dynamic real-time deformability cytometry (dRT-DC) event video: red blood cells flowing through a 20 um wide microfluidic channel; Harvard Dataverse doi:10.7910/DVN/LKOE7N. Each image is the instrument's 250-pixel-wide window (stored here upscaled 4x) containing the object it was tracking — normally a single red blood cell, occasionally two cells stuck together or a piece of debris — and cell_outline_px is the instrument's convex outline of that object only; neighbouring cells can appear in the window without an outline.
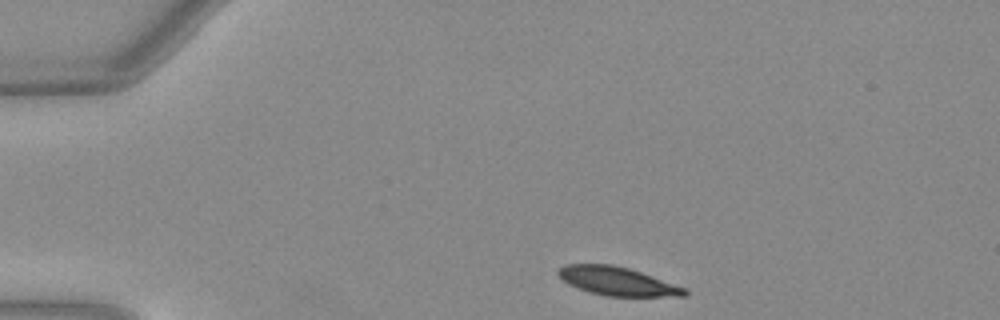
{"species": "Egyptian fruit bat (a non-hibernating species)", "species_latin": "Rousettus aegyptiacus", "temperature_condition": "warm", "stored_images_in_passage": 43, "camera_frame_rate_fps": 3000, "um_per_image_px": 0.085, "animal": {"sex": "female"}, "frame": {"image": 1, "passage_image": 1, "time_ms": 0.0, "image_size_px": [1000, 320], "cell_outline_px": [[688, 296], [608, 296], [588, 292], [568, 284], [556, 272], [564, 264], [612, 264], [628, 268], [688, 288]], "centroid_in_image_um": [52.5, 23.9], "position_along_channel_um": 32.5, "area_um2": 20.98}}
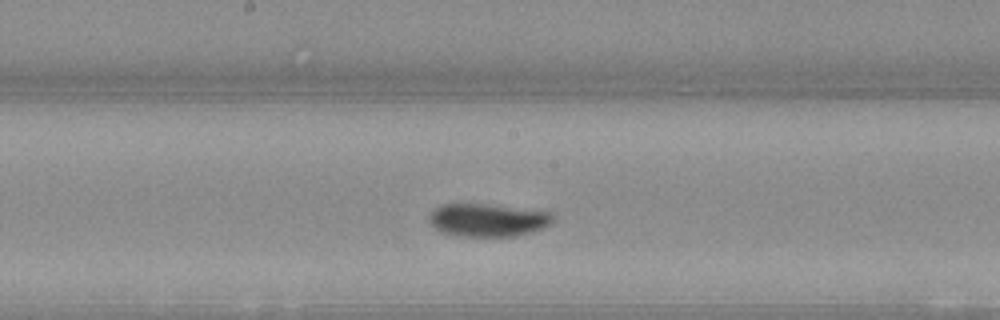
{"frame": {"image": 2, "passage_image": 19, "time_ms": 6.0, "image_size_px": [1000, 320], "cell_outline_px": [[552, 220], [544, 228], [532, 232], [516, 236], [456, 236], [440, 232], [428, 220], [428, 216], [436, 208], [444, 204], [484, 204], [552, 212]], "centroid_in_image_um": [41.44, 18.71], "position_along_channel_um": 206.8, "area_um2": 23.58}}
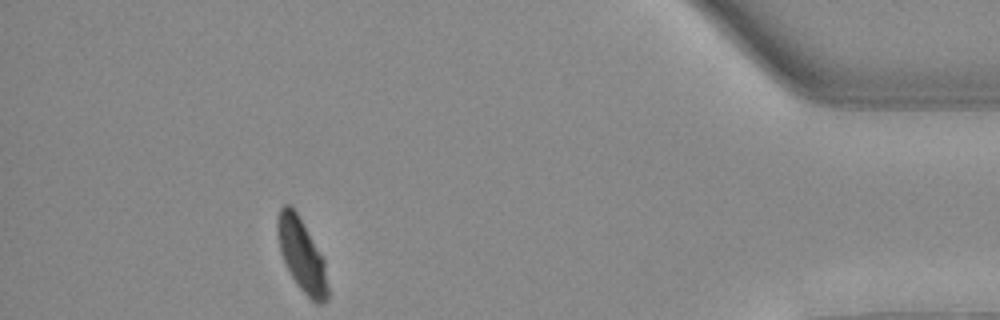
{"frame": {"image": 3, "passage_image": 38, "time_ms": 12.333, "image_size_px": [1000, 320], "cell_outline_px": [[328, 300], [324, 304], [316, 304], [296, 284], [280, 252], [276, 228], [276, 220], [280, 208], [284, 204], [288, 204], [296, 212], [324, 260], [328, 284]], "centroid_in_image_um": [25.65, 21.72], "position_along_channel_um": 409.6, "area_um2": 21.04}, "authors_computed_cell_mechanics": {"area_um2": 22.9466, "velocity_mm_per_s": 3.9914, "shape_relaxation_time_tau1_ms": 3.0458, "shape_relaxation_time_tau2_ms": null, "deformation_change_tau1": 0.1454, "deformation_change_tau2": null}}